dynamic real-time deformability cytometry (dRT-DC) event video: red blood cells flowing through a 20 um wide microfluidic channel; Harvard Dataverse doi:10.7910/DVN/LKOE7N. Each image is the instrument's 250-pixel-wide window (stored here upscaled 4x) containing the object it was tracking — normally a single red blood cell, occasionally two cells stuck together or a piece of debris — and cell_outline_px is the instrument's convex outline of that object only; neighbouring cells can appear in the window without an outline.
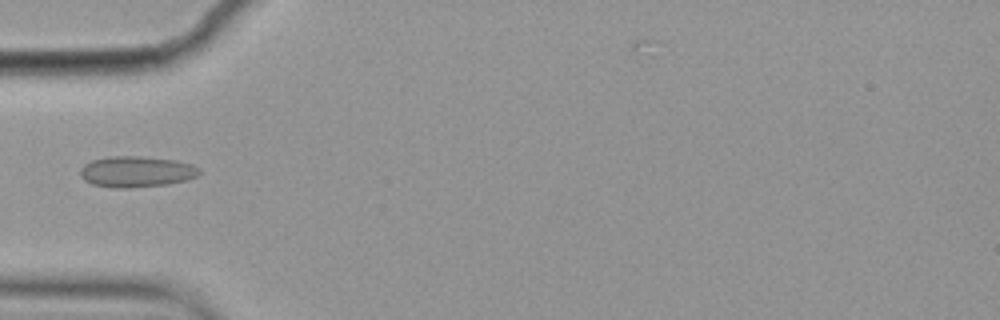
{"species": "common noctule bat (a hibernating species)", "species_latin": "Nyctalus noctula", "temperature_condition": "cold", "stored_images_in_passage": 6, "camera_frame_rate_fps": 3000, "um_per_image_px": 0.085, "animal": {"sex": "female", "body_mass_g": 19.9}, "frame": {"image": 1, "passage_image": 5, "time_ms": 1.333, "image_size_px": [1000, 320], "cell_outline_px": [[200, 172], [196, 176], [184, 180], [164, 184], [128, 188], [112, 188], [92, 184], [84, 180], [80, 176], [80, 168], [84, 164], [92, 160], [112, 156], [140, 156], [176, 160], [192, 164], [200, 168]], "centroid_in_image_um": [11.56, 14.58], "position_along_channel_um": 73.4, "area_um2": 21.44}}